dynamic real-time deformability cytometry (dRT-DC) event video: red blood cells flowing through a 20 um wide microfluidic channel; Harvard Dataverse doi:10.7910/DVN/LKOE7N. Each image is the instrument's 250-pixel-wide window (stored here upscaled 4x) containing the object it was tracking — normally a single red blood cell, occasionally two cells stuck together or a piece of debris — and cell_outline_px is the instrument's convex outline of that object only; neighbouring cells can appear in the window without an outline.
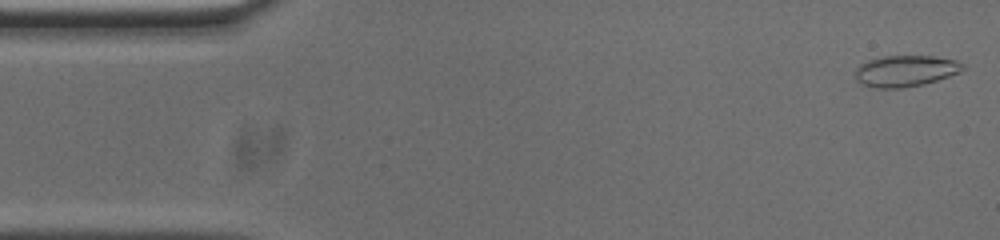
{"species": "common noctule bat (a hibernating species)", "species_latin": "Nyctalus noctula", "temperature_condition": "cold", "stored_images_in_passage": 13, "camera_frame_rate_fps": 3000, "um_per_image_px": 0.085, "animal": {"sex": "male", "body_mass_g": 20.0, "forearm_length_mm": 53.3}, "frame": {"image": 1, "passage_image": 1, "time_ms": 0.0, "image_size_px": [1000, 240], "cell_outline_px": [[964, 68], [960, 72], [936, 80], [920, 84], [900, 88], [876, 88], [864, 84], [856, 80], [856, 68], [860, 64], [868, 60], [884, 56], [932, 56], [956, 60], [964, 64]], "centroid_in_image_um": [76.96, 6.02], "position_along_channel_um": 8.0, "area_um2": 19.31}}